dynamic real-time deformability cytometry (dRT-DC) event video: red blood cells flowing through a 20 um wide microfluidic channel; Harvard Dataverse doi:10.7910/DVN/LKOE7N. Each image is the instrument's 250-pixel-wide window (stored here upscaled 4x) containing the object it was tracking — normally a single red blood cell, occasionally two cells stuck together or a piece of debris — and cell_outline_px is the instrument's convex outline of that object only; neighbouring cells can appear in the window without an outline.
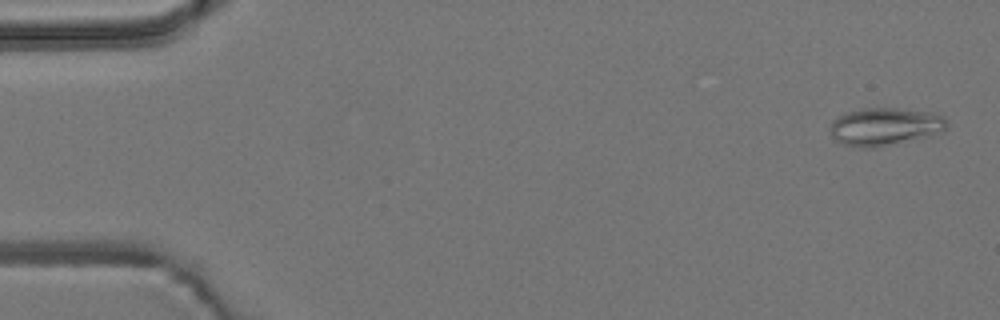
{"species": "common noctule bat (a hibernating species)", "species_latin": "Nyctalus noctula", "temperature_condition": "room temperature", "stored_images_in_passage": 53, "camera_frame_rate_fps": 3000, "um_per_image_px": 0.085, "animal": {"sex": "male", "body_mass_g": 19.2, "forearm_length_mm": 51.8}, "frame": {"image": 1, "passage_image": 2, "time_ms": 0.333, "image_size_px": [1000, 320], "cell_outline_px": [[948, 128], [944, 132], [872, 148], [860, 148], [844, 144], [836, 140], [832, 136], [832, 120], [848, 112], [868, 108], [896, 108], [932, 112], [944, 116], [948, 120]], "centroid_in_image_um": [75.28, 10.75], "position_along_channel_um": 9.7, "area_um2": 25.43}}
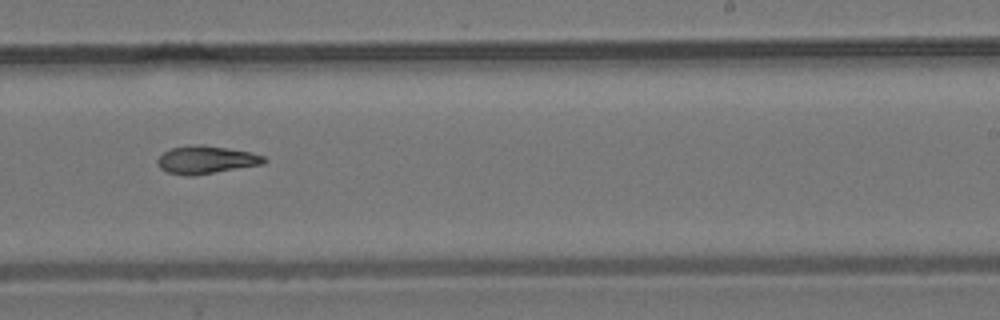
{"frame": {"image": 2, "passage_image": 33, "time_ms": 10.667, "image_size_px": [1000, 320], "cell_outline_px": [[268, 160], [264, 164], [192, 176], [188, 176], [168, 172], [160, 168], [156, 164], [156, 160], [168, 148], [188, 144], [204, 144], [228, 148], [248, 152], [264, 156]], "centroid_in_image_um": [17.48, 13.57], "position_along_channel_um": 271.5, "area_um2": 17.51}}
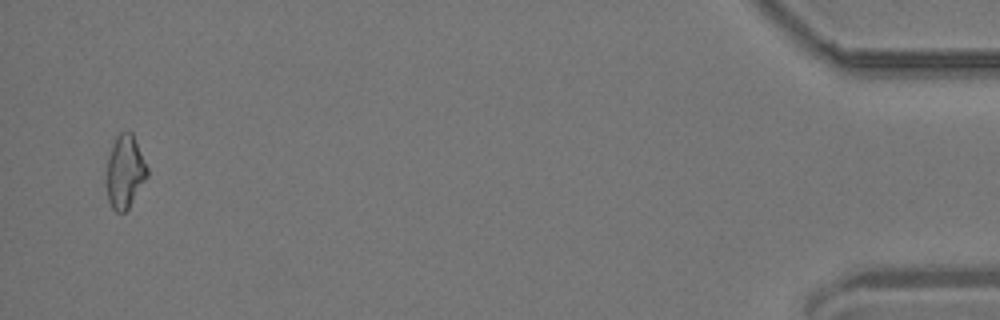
{"frame": {"image": 3, "passage_image": 52, "time_ms": 17.0, "image_size_px": [1000, 320], "cell_outline_px": [[148, 176], [128, 208], [124, 212], [116, 212], [112, 208], [108, 200], [108, 156], [112, 144], [116, 136], [124, 128], [132, 132], [148, 168]], "centroid_in_image_um": [10.64, 14.54], "position_along_channel_um": 424.6, "area_um2": 17.17}, "authors_computed_cell_mechanics": {"area_um2": 17.5134, "velocity_mm_per_s": 3.837, "shape_relaxation_time_tau1_ms": null, "shape_relaxation_time_tau2_ms": 9.0407, "deformation_change_tau1": null, "deformation_change_tau2": 0.1769}}